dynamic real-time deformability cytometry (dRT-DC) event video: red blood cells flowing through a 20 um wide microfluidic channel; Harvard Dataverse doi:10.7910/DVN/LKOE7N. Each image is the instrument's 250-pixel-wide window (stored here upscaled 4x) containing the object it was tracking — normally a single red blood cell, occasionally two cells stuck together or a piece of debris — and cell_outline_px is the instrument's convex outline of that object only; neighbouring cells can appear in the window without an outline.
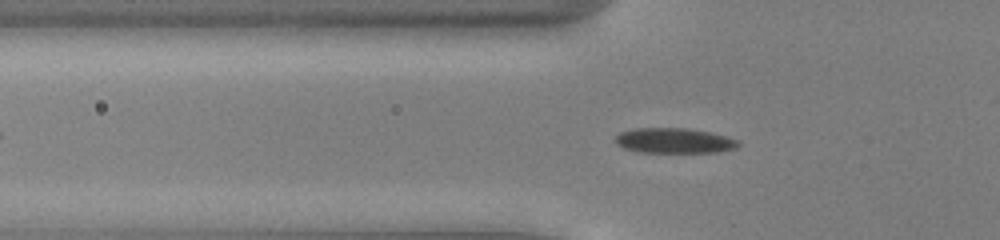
{"species": "common noctule bat (a hibernating species)", "species_latin": "Nyctalus noctula", "temperature_condition": "cold", "stored_images_in_passage": 49, "camera_frame_rate_fps": 3000, "um_per_image_px": 0.085, "animal": {"sex": "male", "body_mass_g": 13.0, "forearm_length_mm": 53.1}, "frame": {"image": 1, "passage_image": 15, "time_ms": 4.667, "image_size_px": [1000, 240], "cell_outline_px": [[740, 144], [736, 148], [716, 152], [636, 152], [624, 148], [616, 144], [616, 136], [620, 132], [636, 128], [688, 128], [708, 132], [724, 136], [736, 140]], "centroid_in_image_um": [57.26, 11.96], "position_along_channel_um": 68.5, "area_um2": 17.86}}
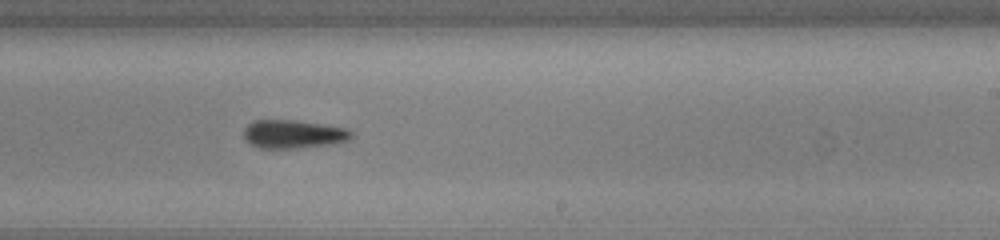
{"frame": {"image": 2, "passage_image": 30, "time_ms": 9.667, "image_size_px": [1000, 240], "cell_outline_px": [[352, 136], [348, 140], [332, 144], [296, 148], [260, 148], [248, 144], [244, 140], [244, 128], [252, 120], [296, 120], [324, 124], [348, 128], [352, 132]], "centroid_in_image_um": [24.91, 11.39], "position_along_channel_um": 264.1, "area_um2": 18.03}}
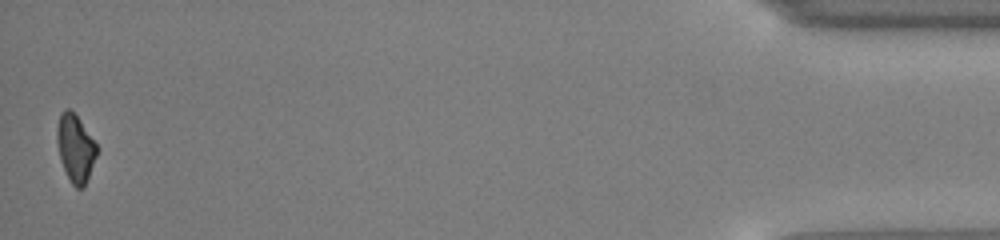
{"frame": {"image": 3, "passage_image": 49, "time_ms": 16.0, "image_size_px": [1000, 240], "cell_outline_px": [[100, 148], [84, 188], [76, 188], [72, 184], [60, 160], [56, 140], [56, 128], [60, 112], [64, 108], [68, 108], [80, 120]], "centroid_in_image_um": [6.42, 12.58], "position_along_channel_um": 428.8, "area_um2": 15.9}, "authors_computed_cell_mechanics": {"area_um2": 17.629, "velocity_mm_per_s": 3.9443, "shape_relaxation_time_tau1_ms": 1.8754, "shape_relaxation_time_tau2_ms": null, "deformation_change_tau1": 0.0809, "deformation_change_tau2": null}}